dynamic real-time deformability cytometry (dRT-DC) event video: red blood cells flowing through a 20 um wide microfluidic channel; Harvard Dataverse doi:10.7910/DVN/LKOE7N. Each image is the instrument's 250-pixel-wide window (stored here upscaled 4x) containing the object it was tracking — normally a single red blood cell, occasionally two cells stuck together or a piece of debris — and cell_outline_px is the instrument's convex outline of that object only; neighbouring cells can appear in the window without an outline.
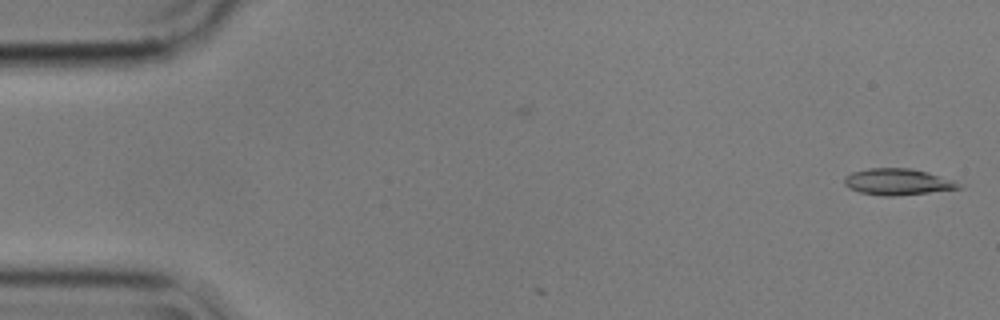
{"species": "common noctule bat (a hibernating species)", "species_latin": "Nyctalus noctula", "temperature_condition": "cold", "stored_images_in_passage": 4, "camera_frame_rate_fps": 3000, "um_per_image_px": 0.085, "animal": {"sex": "male", "body_mass_g": 17.9}, "frame": {"image": 1, "passage_image": 1, "time_ms": 0.0, "image_size_px": [1000, 320], "cell_outline_px": [[960, 188], [928, 192], [892, 196], [884, 196], [860, 192], [848, 188], [844, 184], [844, 176], [852, 172], [868, 168], [912, 168], [928, 172], [952, 180]], "centroid_in_image_um": [76.2, 15.44], "position_along_channel_um": 8.8, "area_um2": 17.28}}
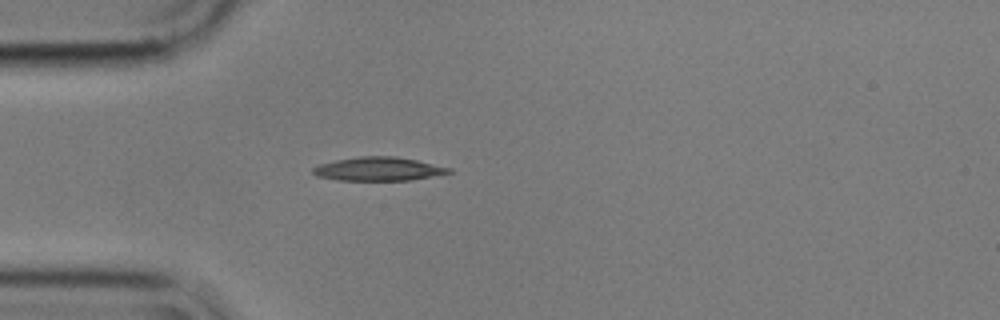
{"frame": {"image": 2, "passage_image": 4, "time_ms": 1.0, "image_size_px": [1000, 320], "cell_outline_px": [[452, 172], [412, 180], [336, 180], [316, 176], [312, 172], [312, 168], [320, 164], [336, 160], [360, 156], [396, 156], [416, 160], [452, 168]], "centroid_in_image_um": [32.15, 14.36], "position_along_channel_um": 52.8, "area_um2": 18.67}}